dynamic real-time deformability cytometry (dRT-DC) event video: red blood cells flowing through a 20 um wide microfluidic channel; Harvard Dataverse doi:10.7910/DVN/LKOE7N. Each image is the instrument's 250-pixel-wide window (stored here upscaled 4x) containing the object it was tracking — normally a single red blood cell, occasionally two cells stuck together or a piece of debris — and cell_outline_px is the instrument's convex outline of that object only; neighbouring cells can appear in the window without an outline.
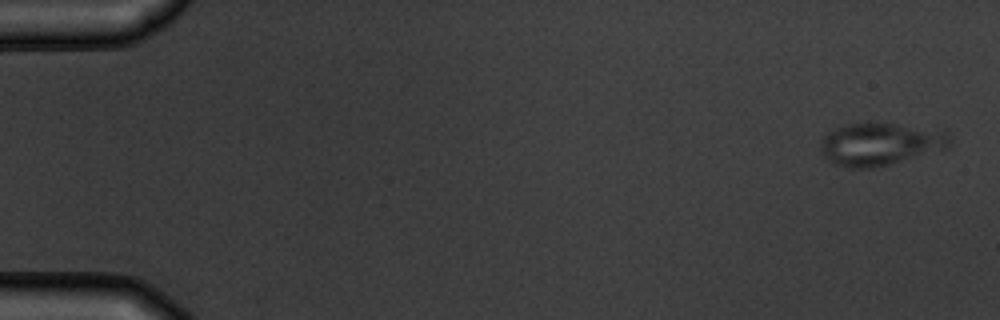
{"species": "common noctule bat (a hibernating species)", "species_latin": "Nyctalus noctula", "temperature_condition": "warm", "stored_images_in_passage": 6, "camera_frame_rate_fps": 3000, "um_per_image_px": 0.085, "animal": {"sex": "male", "body_mass_g": 19.5, "forearm_length_mm": 54.6}, "frame": {"image": 1, "passage_image": 1, "time_ms": 0.0, "image_size_px": [1000, 320], "cell_outline_px": [[948, 144], [944, 148], [888, 164], [872, 168], [852, 168], [832, 164], [820, 152], [820, 140], [828, 132], [836, 128], [848, 124], [872, 120], [948, 132]], "centroid_in_image_um": [74.69, 12.22], "position_along_channel_um": 10.3, "area_um2": 31.85}}